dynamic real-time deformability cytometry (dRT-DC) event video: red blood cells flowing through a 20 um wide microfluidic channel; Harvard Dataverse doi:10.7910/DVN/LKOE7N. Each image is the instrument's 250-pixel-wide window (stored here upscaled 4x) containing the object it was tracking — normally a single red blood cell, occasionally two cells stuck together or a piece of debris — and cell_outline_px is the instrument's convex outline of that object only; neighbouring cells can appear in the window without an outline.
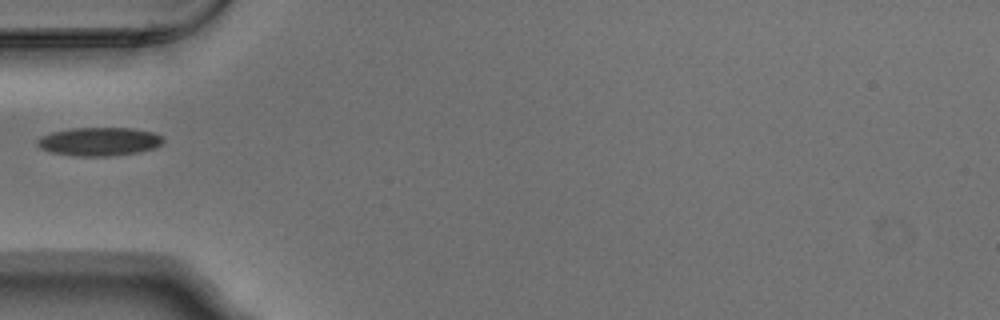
{"species": "Egyptian fruit bat (a non-hibernating species)", "species_latin": "Rousettus aegyptiacus", "temperature_condition": "warm", "stored_images_in_passage": 6, "camera_frame_rate_fps": 3000, "um_per_image_px": 0.085, "animal": {"sex": "male"}, "frame": {"image": 1, "passage_image": 5, "time_ms": 1.333, "image_size_px": [1000, 320], "cell_outline_px": [[164, 140], [156, 148], [140, 152], [112, 156], [76, 156], [52, 152], [40, 148], [36, 144], [36, 140], [40, 136], [52, 132], [72, 128], [132, 128], [152, 132], [160, 136]], "centroid_in_image_um": [8.42, 12.03], "position_along_channel_um": 76.6, "area_um2": 20.92}}
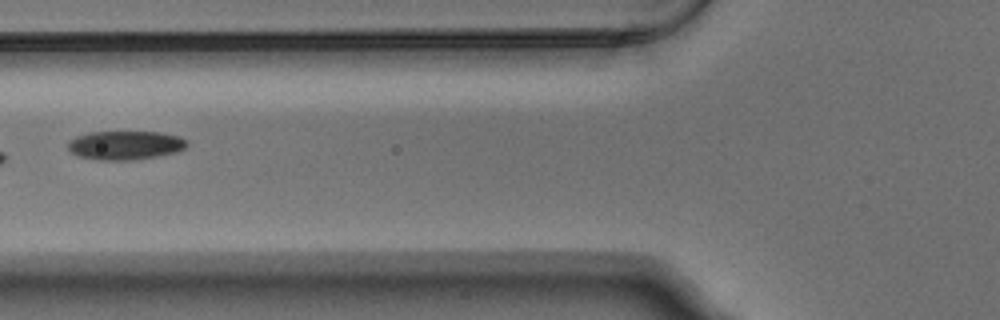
{"frame": {"image": 2, "passage_image": 6, "time_ms": 1.667, "image_size_px": [1000, 320], "cell_outline_px": [[188, 144], [184, 148], [176, 152], [156, 156], [128, 160], [100, 160], [80, 156], [72, 152], [68, 148], [68, 140], [76, 136], [88, 132], [160, 132], [180, 136], [188, 140]], "centroid_in_image_um": [10.65, 12.33], "position_along_channel_um": 115.1, "area_um2": 19.94}}